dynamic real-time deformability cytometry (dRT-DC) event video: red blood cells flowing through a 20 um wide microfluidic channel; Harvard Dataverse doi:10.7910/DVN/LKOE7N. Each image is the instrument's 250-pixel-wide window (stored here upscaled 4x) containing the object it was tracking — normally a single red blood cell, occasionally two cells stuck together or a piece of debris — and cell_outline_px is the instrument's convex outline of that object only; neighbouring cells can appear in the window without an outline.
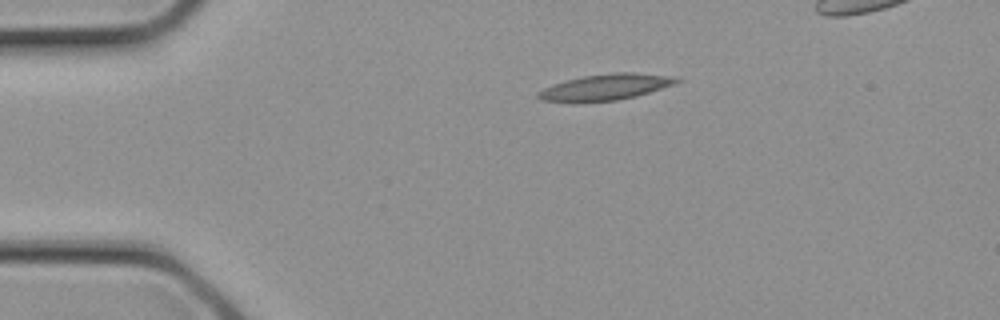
{"species": "common noctule bat (a hibernating species)", "species_latin": "Nyctalus noctula", "temperature_condition": "cold", "stored_images_in_passage": 2, "camera_frame_rate_fps": 3000, "um_per_image_px": 0.085, "animal": {"sex": "female", "body_mass_g": 21.9}, "frame": {"image": 1, "passage_image": 1, "time_ms": 0.0, "image_size_px": [1000, 320], "cell_outline_px": [[680, 80], [676, 84], [636, 96], [616, 100], [580, 104], [572, 104], [540, 100], [536, 96], [536, 92], [552, 84], [584, 76], [616, 72], [632, 72], [664, 76]], "centroid_in_image_um": [51.33, 7.45], "position_along_channel_um": 33.7, "area_um2": 21.27}}